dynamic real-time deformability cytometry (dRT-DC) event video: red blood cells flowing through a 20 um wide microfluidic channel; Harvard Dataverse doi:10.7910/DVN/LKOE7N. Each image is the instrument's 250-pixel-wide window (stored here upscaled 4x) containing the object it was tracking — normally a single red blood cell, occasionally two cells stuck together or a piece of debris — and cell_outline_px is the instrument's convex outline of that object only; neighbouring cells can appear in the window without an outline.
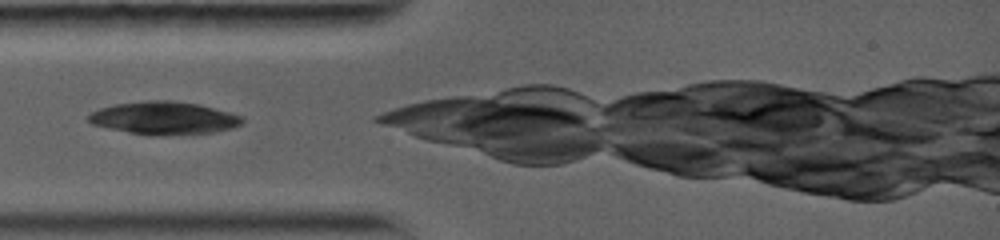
{"species": "common noctule bat (a hibernating species)", "species_latin": "Nyctalus noctula", "temperature_condition": "warm", "stored_images_in_passage": 4, "camera_frame_rate_fps": 5000, "um_per_image_px": 0.085, "animal": {"sex": "female", "body_mass_g": 19.0, "forearm_length_mm": 56.7}, "frame": {"image": 1, "passage_image": 1, "time_ms": 0.0, "image_size_px": [1000, 240], "cell_outline_px": [[244, 120], [240, 124], [232, 128], [212, 132], [160, 136], [148, 136], [108, 128], [92, 124], [88, 120], [88, 116], [92, 112], [100, 108], [116, 104], [144, 100], [168, 100], [200, 104], [228, 112], [240, 116]], "centroid_in_image_um": [13.91, 10.04], "position_along_channel_um": 71.1, "area_um2": 29.36}}